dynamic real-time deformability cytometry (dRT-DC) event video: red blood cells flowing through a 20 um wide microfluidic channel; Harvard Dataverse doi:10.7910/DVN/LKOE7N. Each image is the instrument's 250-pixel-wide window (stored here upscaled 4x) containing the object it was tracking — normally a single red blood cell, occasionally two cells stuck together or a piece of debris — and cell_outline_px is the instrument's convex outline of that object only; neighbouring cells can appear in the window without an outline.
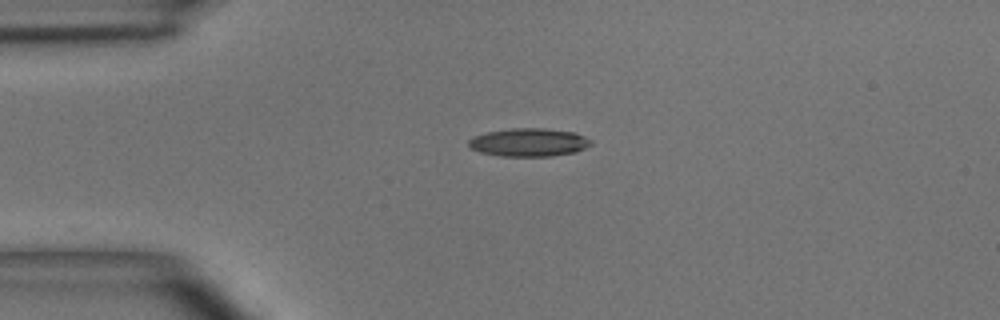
{"species": "common noctule bat (a hibernating species)", "species_latin": "Nyctalus noctula", "temperature_condition": "room temperature", "stored_images_in_passage": 11, "camera_frame_rate_fps": 3000, "um_per_image_px": 0.085, "animal": {"sex": "male", "body_mass_g": 15.6}, "frame": {"image": 1, "passage_image": 1, "time_ms": 0.0, "image_size_px": [1000, 320], "cell_outline_px": [[592, 144], [576, 152], [552, 156], [500, 156], [480, 152], [472, 148], [468, 144], [468, 140], [472, 136], [488, 132], [512, 128], [544, 128], [576, 132], [592, 140]], "centroid_in_image_um": [44.97, 12.1], "position_along_channel_um": 40.0, "area_um2": 20.17}}
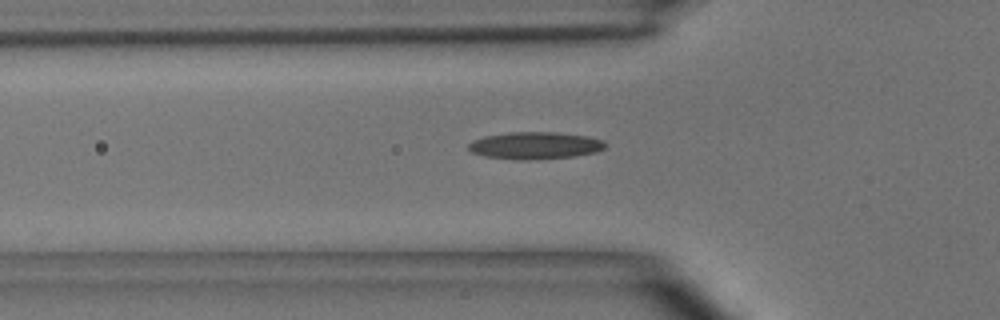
{"frame": {"image": 2, "passage_image": 6, "time_ms": 1.667, "image_size_px": [1000, 320], "cell_outline_px": [[608, 144], [604, 148], [596, 152], [572, 156], [524, 160], [516, 160], [484, 156], [472, 152], [468, 148], [468, 144], [472, 140], [484, 136], [508, 132], [556, 132], [584, 136], [604, 140]], "centroid_in_image_um": [45.45, 12.36], "position_along_channel_um": 80.3, "area_um2": 21.62}}